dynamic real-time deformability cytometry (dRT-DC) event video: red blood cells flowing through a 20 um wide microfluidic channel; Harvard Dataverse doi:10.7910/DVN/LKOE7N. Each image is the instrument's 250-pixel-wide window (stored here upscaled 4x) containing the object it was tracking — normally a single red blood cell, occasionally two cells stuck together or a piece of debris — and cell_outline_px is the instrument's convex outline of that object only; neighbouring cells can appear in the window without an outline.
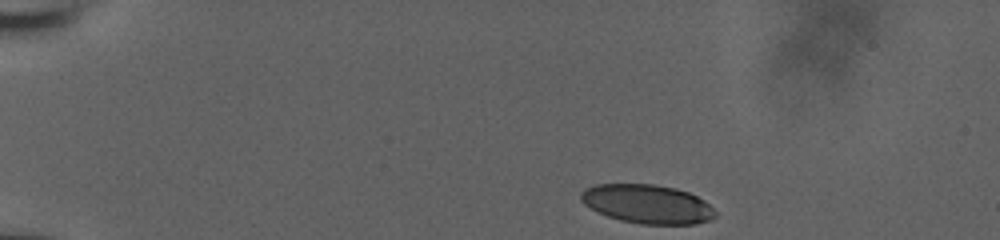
{"species": "human", "species_latin": "Homo sapiens", "temperature_condition": "room temperature", "stored_images_in_passage": 20, "camera_frame_rate_fps": 3000, "um_per_image_px": 0.085, "donor": {"sex": "male"}, "frame": {"image": 1, "passage_image": 1, "time_ms": 0.0, "image_size_px": [1000, 240], "cell_outline_px": [[716, 216], [712, 220], [696, 224], [640, 224], [620, 220], [608, 216], [584, 204], [580, 200], [580, 192], [584, 188], [596, 184], [652, 184], [676, 188], [688, 192], [704, 200], [716, 212]], "centroid_in_image_um": [55.03, 17.34], "position_along_channel_um": 30.0, "area_um2": 30.52}}
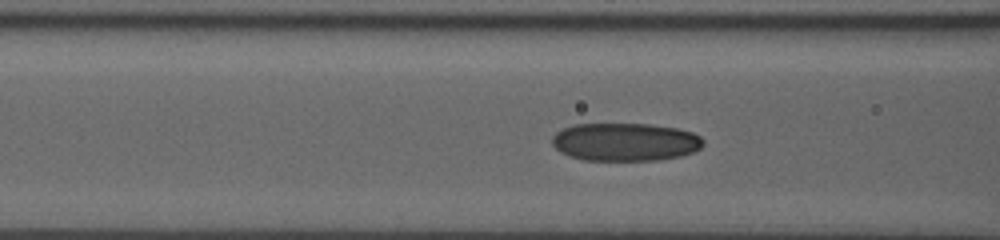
{"frame": {"image": 2, "passage_image": 15, "time_ms": 4.667, "image_size_px": [1000, 240], "cell_outline_px": [[704, 144], [700, 148], [692, 152], [680, 156], [656, 160], [584, 160], [568, 156], [560, 152], [552, 144], [552, 136], [556, 132], [564, 128], [576, 124], [648, 124], [676, 128], [692, 132], [700, 136], [704, 140]], "centroid_in_image_um": [53.13, 12.07], "position_along_channel_um": 113.5, "area_um2": 33.52}}
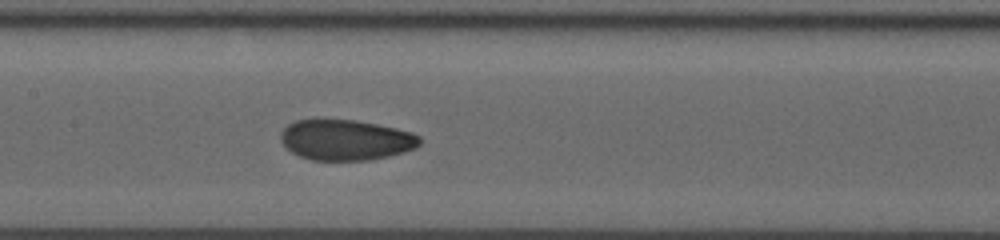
{"frame": {"image": 3, "passage_image": 20, "time_ms": 6.333, "image_size_px": [1000, 240], "cell_outline_px": [[420, 144], [416, 148], [404, 152], [388, 156], [368, 160], [312, 160], [300, 156], [284, 148], [280, 140], [280, 132], [288, 124], [296, 120], [356, 120], [396, 128], [412, 132], [420, 136]], "centroid_in_image_um": [29.38, 11.9], "position_along_channel_um": 178.0, "area_um2": 32.95}}